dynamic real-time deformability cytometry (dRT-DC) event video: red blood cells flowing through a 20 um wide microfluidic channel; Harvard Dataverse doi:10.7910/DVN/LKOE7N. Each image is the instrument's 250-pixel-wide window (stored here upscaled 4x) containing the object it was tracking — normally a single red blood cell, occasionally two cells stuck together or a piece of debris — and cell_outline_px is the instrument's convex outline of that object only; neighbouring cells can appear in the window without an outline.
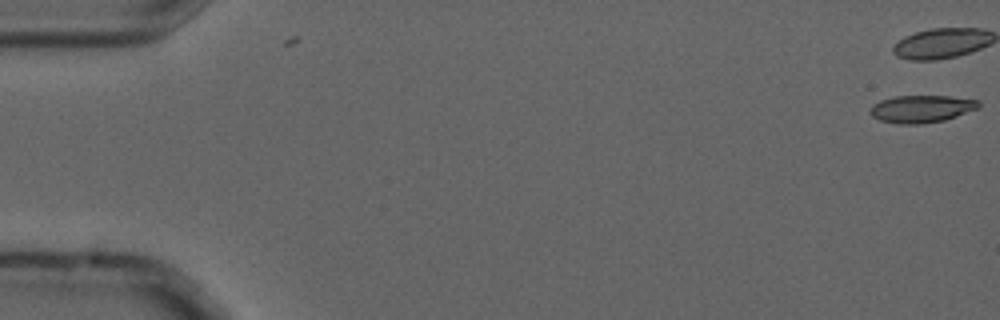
{"species": "common noctule bat (a hibernating species)", "species_latin": "Nyctalus noctula", "temperature_condition": "cold", "stored_images_in_passage": 9, "camera_frame_rate_fps": 3000, "um_per_image_px": 0.085, "animal": {"sex": "male", "forearm_length_mm": 52.5}, "frame": {"image": 1, "passage_image": 1, "time_ms": 0.0, "image_size_px": [1000, 320], "cell_outline_px": [[980, 108], [944, 120], [920, 124], [900, 124], [880, 120], [872, 116], [868, 112], [872, 104], [880, 100], [896, 96], [952, 96], [980, 100]], "centroid_in_image_um": [78.33, 9.24], "position_along_channel_um": 6.7, "area_um2": 17.46}}